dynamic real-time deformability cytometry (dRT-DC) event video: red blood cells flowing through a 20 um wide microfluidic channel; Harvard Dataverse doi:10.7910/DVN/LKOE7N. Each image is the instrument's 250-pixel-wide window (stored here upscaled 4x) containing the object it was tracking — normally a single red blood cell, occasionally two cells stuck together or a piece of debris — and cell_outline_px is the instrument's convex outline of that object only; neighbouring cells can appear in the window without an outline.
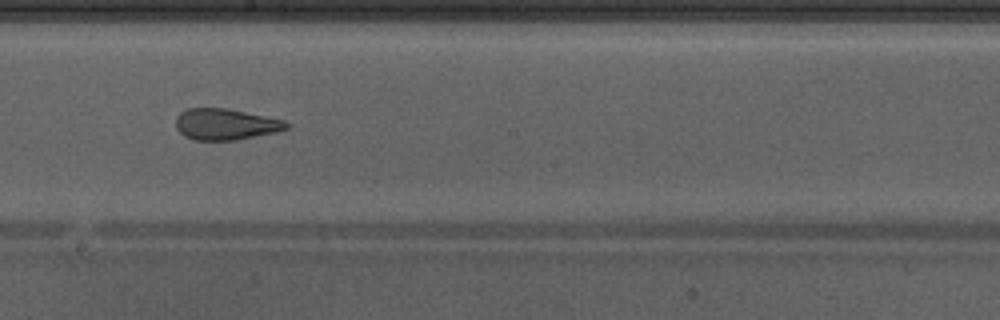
{"species": "Egyptian fruit bat (a non-hibernating species)", "species_latin": "Rousettus aegyptiacus", "temperature_condition": "warm", "stored_images_in_passage": 49, "camera_frame_rate_fps": 3000, "um_per_image_px": 0.085, "animal": {"sex": "male"}, "frame": {"image": 1, "passage_image": 28, "time_ms": 9.0, "image_size_px": [1000, 320], "cell_outline_px": [[288, 128], [276, 132], [236, 140], [192, 140], [184, 136], [176, 128], [176, 116], [180, 112], [188, 108], [228, 108], [284, 120], [288, 124]], "centroid_in_image_um": [19.14, 10.56], "position_along_channel_um": 229.1, "area_um2": 20.17}, "authors_computed_cell_mechanics": {"area_um2": 23.987, "velocity_mm_per_s": 4.2871, "shape_relaxation_time_tau1_ms": null, "shape_relaxation_time_tau2_ms": 1.492, "deformation_change_tau1": null, "deformation_change_tau2": 0.0941}}